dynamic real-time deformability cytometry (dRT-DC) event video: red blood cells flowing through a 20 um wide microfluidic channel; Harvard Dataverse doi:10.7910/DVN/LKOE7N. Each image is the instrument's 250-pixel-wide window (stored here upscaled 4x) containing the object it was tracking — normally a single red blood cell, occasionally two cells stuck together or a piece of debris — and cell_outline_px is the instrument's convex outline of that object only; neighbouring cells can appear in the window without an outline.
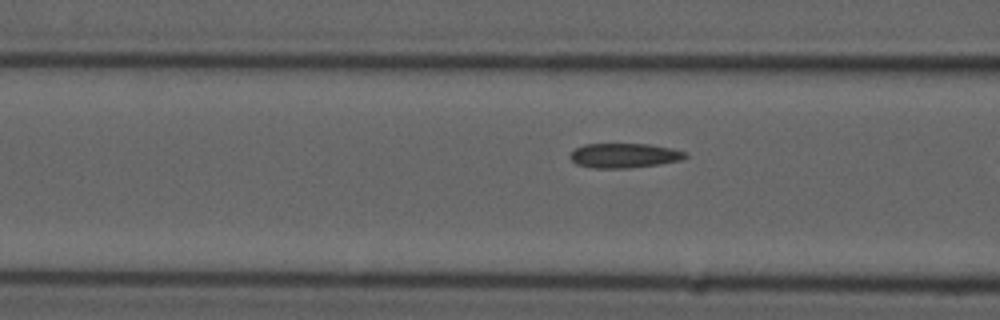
{"species": "common noctule bat (a hibernating species)", "species_latin": "Nyctalus noctula", "temperature_condition": "cold", "stored_images_in_passage": 10, "camera_frame_rate_fps": 3000, "um_per_image_px": 0.085, "animal": {"sex": "male", "forearm_length_mm": 52.5}, "frame": {"image": 1, "passage_image": 9, "time_ms": 2.667, "image_size_px": [1000, 320], "cell_outline_px": [[688, 156], [680, 160], [660, 164], [628, 168], [592, 168], [576, 164], [568, 156], [576, 148], [584, 144], [648, 144], [672, 148], [688, 152]], "centroid_in_image_um": [53.07, 13.22], "position_along_channel_um": 113.5, "area_um2": 16.59}}